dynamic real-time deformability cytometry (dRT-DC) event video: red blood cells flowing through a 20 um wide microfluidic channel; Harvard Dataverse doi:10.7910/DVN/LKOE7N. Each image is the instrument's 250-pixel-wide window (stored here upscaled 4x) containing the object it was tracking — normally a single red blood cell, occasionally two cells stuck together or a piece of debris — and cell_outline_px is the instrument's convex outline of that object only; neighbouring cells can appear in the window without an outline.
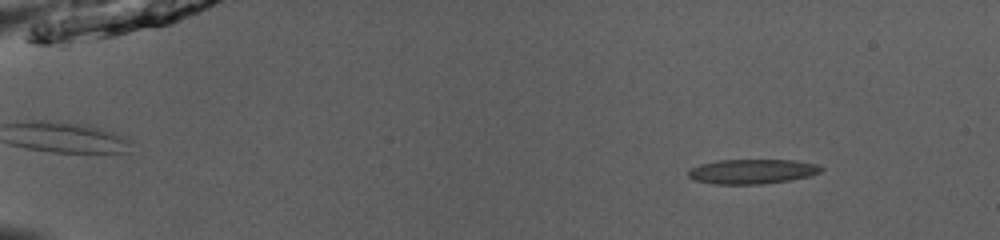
{"species": "common noctule bat (a hibernating species)", "species_latin": "Nyctalus noctula", "temperature_condition": "room temperature", "stored_images_in_passage": 48, "camera_frame_rate_fps": 3000, "um_per_image_px": 0.085, "animal": {"sex": "male", "body_mass_g": 13.0, "forearm_length_mm": 53.1}, "frame": {"image": 1, "passage_image": 3, "time_ms": 0.667, "image_size_px": [1000, 240], "cell_outline_px": [[824, 168], [820, 172], [808, 176], [788, 180], [764, 184], [716, 184], [696, 180], [688, 176], [688, 172], [692, 168], [700, 164], [716, 160], [796, 160], [816, 164]], "centroid_in_image_um": [63.94, 14.57], "position_along_channel_um": 21.1, "area_um2": 18.96}}
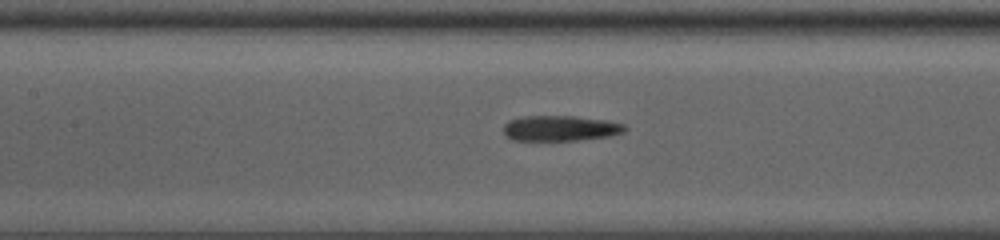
{"frame": {"image": 2, "passage_image": 22, "time_ms": 7.0, "image_size_px": [1000, 240], "cell_outline_px": [[628, 128], [624, 132], [608, 136], [576, 140], [512, 140], [504, 136], [504, 124], [508, 120], [520, 116], [576, 116], [604, 120], [624, 124]], "centroid_in_image_um": [47.58, 10.89], "position_along_channel_um": 159.8, "area_um2": 18.03}}
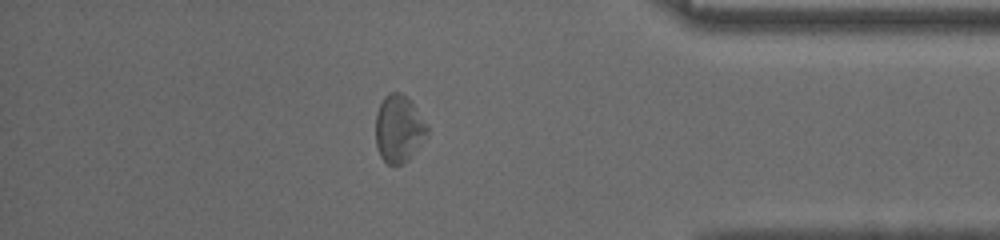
{"frame": {"image": 3, "passage_image": 42, "time_ms": 13.667, "image_size_px": [1000, 240], "cell_outline_px": [[428, 136], [412, 156], [404, 164], [388, 164], [380, 156], [376, 144], [376, 112], [384, 96], [388, 92], [400, 92], [412, 104], [428, 128]], "centroid_in_image_um": [33.88, 10.97], "position_along_channel_um": 401.3, "area_um2": 20.06}, "authors_computed_cell_mechanics": {"area_um2": 18.8717, "velocity_mm_per_s": 3.9217, "shape_relaxation_time_tau1_ms": 9.3808, "shape_relaxation_time_tau2_ms": 2.9877, "deformation_change_tau1": 0.2321, "deformation_change_tau2": 0.1066}}